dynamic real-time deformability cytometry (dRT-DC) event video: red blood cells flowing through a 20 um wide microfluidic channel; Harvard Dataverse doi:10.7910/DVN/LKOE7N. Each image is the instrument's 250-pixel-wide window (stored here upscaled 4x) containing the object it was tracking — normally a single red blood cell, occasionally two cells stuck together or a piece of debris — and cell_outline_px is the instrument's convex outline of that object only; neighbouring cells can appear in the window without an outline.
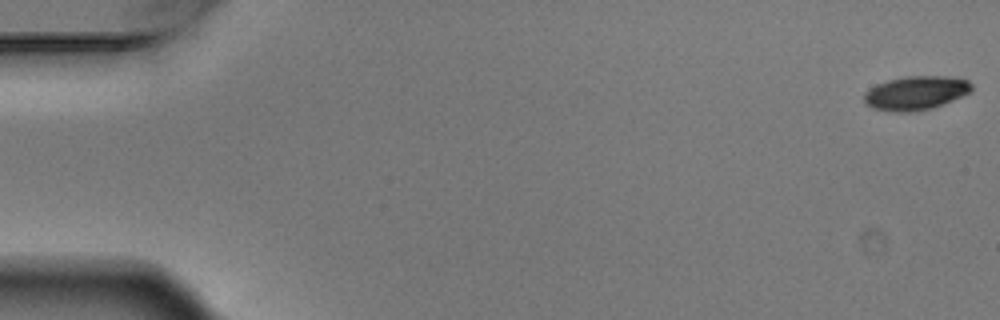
{"species": "Egyptian fruit bat (a non-hibernating species)", "species_latin": "Rousettus aegyptiacus", "temperature_condition": "warm", "stored_images_in_passage": 5, "segment_of_instrument_passage": [1, 2], "camera_frame_rate_fps": 3000, "um_per_image_px": 0.085, "animal": {"sex": "male"}, "frame": {"image": 1, "passage_image": 1, "time_ms": 0.0, "image_size_px": [1000, 320], "cell_outline_px": [[972, 88], [968, 92], [952, 100], [932, 108], [912, 112], [896, 112], [872, 108], [864, 100], [864, 92], [876, 84], [888, 80], [908, 76], [944, 76], [968, 80], [972, 84]], "centroid_in_image_um": [77.81, 7.9], "position_along_channel_um": 7.2, "area_um2": 20.98}}